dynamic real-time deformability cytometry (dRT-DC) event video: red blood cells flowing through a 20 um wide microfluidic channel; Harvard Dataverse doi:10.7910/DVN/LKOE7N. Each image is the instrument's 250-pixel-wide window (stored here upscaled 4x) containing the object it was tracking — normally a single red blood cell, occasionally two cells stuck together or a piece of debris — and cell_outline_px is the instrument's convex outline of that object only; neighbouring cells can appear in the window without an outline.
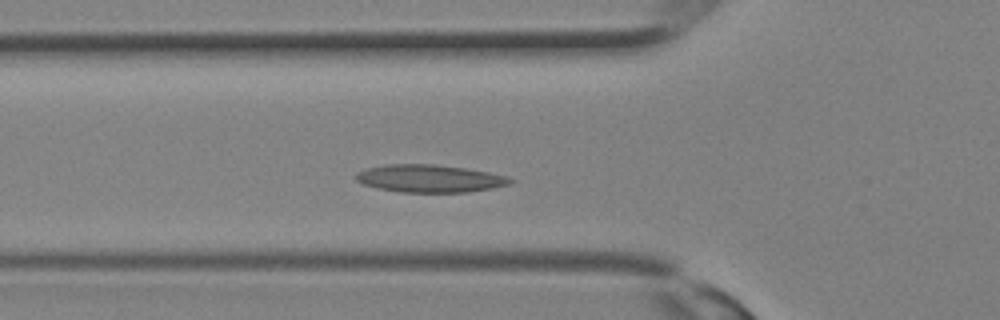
{"species": "Egyptian fruit bat (a non-hibernating species)", "species_latin": "Rousettus aegyptiacus", "temperature_condition": "room temperature", "stored_images_in_passage": 24, "camera_frame_rate_fps": 3000, "um_per_image_px": 0.085, "animal": {"sex": "female"}, "frame": {"image": 1, "passage_image": 3, "time_ms": 0.667, "image_size_px": [1000, 320], "cell_outline_px": [[512, 180], [508, 184], [492, 188], [468, 192], [400, 192], [376, 188], [364, 184], [356, 180], [356, 172], [364, 168], [384, 164], [436, 164], [464, 168], [488, 172], [504, 176]], "centroid_in_image_um": [36.43, 15.16], "position_along_channel_um": 89.4, "area_um2": 24.74}}
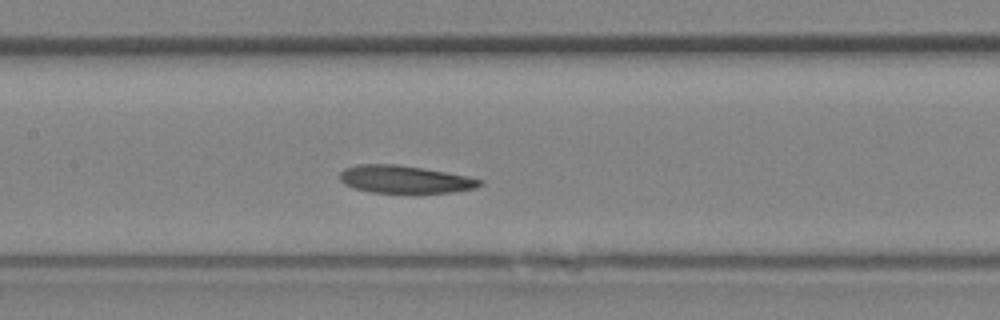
{"frame": {"image": 2, "passage_image": 7, "time_ms": 2.0, "image_size_px": [1000, 320], "cell_outline_px": [[484, 184], [476, 188], [452, 192], [372, 192], [352, 188], [344, 184], [340, 180], [340, 172], [344, 168], [360, 164], [396, 164], [444, 172], [484, 180]], "centroid_in_image_um": [34.38, 15.24], "position_along_channel_um": 173.0, "area_um2": 22.25}}
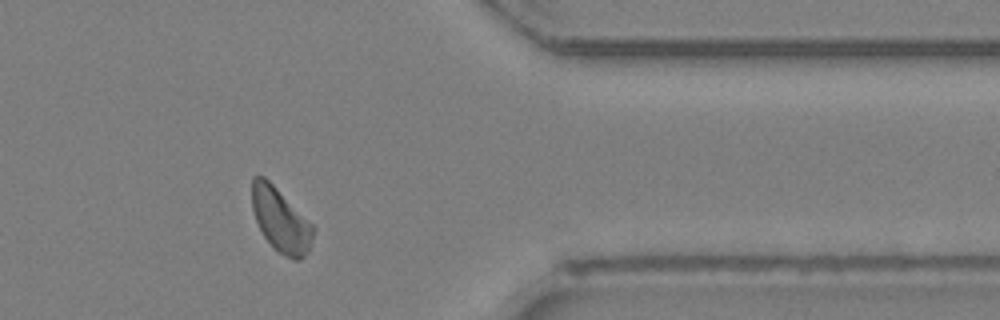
{"frame": {"image": 3, "passage_image": 18, "time_ms": 5.667, "image_size_px": [1000, 320], "cell_outline_px": [[316, 228], [308, 252], [300, 260], [292, 260], [276, 252], [264, 236], [256, 220], [252, 208], [252, 176], [264, 176]], "centroid_in_image_um": [23.86, 18.75], "position_along_channel_um": 387.5, "area_um2": 22.66}}